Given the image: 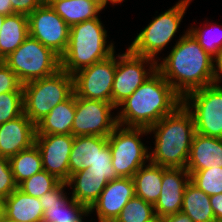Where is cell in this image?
<instances>
[{
    "label": "cell",
    "mask_w": 222,
    "mask_h": 222,
    "mask_svg": "<svg viewBox=\"0 0 222 222\" xmlns=\"http://www.w3.org/2000/svg\"><path fill=\"white\" fill-rule=\"evenodd\" d=\"M213 59L188 30L169 56L157 65V70L183 99L192 91L214 84Z\"/></svg>",
    "instance_id": "cell-1"
},
{
    "label": "cell",
    "mask_w": 222,
    "mask_h": 222,
    "mask_svg": "<svg viewBox=\"0 0 222 222\" xmlns=\"http://www.w3.org/2000/svg\"><path fill=\"white\" fill-rule=\"evenodd\" d=\"M150 64V77L119 104L124 106L116 116L121 127L125 124L148 129L182 104V98L157 70V62Z\"/></svg>",
    "instance_id": "cell-2"
},
{
    "label": "cell",
    "mask_w": 222,
    "mask_h": 222,
    "mask_svg": "<svg viewBox=\"0 0 222 222\" xmlns=\"http://www.w3.org/2000/svg\"><path fill=\"white\" fill-rule=\"evenodd\" d=\"M151 131L156 133V142L149 161L165 168H185L196 133L189 110L181 104L172 114L149 127L148 132Z\"/></svg>",
    "instance_id": "cell-3"
},
{
    "label": "cell",
    "mask_w": 222,
    "mask_h": 222,
    "mask_svg": "<svg viewBox=\"0 0 222 222\" xmlns=\"http://www.w3.org/2000/svg\"><path fill=\"white\" fill-rule=\"evenodd\" d=\"M106 34L98 17L72 25L67 49L60 57V68L73 75L110 57L114 47L106 46Z\"/></svg>",
    "instance_id": "cell-4"
},
{
    "label": "cell",
    "mask_w": 222,
    "mask_h": 222,
    "mask_svg": "<svg viewBox=\"0 0 222 222\" xmlns=\"http://www.w3.org/2000/svg\"><path fill=\"white\" fill-rule=\"evenodd\" d=\"M23 87V113L36 124L73 92V75L62 69L55 74L29 81Z\"/></svg>",
    "instance_id": "cell-5"
},
{
    "label": "cell",
    "mask_w": 222,
    "mask_h": 222,
    "mask_svg": "<svg viewBox=\"0 0 222 222\" xmlns=\"http://www.w3.org/2000/svg\"><path fill=\"white\" fill-rule=\"evenodd\" d=\"M24 84L45 78L60 70V57L30 35L2 60Z\"/></svg>",
    "instance_id": "cell-6"
},
{
    "label": "cell",
    "mask_w": 222,
    "mask_h": 222,
    "mask_svg": "<svg viewBox=\"0 0 222 222\" xmlns=\"http://www.w3.org/2000/svg\"><path fill=\"white\" fill-rule=\"evenodd\" d=\"M117 125L107 137L110 146L112 165L118 177L132 178L150 159L147 148L139 140L141 134L149 133L147 128Z\"/></svg>",
    "instance_id": "cell-7"
},
{
    "label": "cell",
    "mask_w": 222,
    "mask_h": 222,
    "mask_svg": "<svg viewBox=\"0 0 222 222\" xmlns=\"http://www.w3.org/2000/svg\"><path fill=\"white\" fill-rule=\"evenodd\" d=\"M190 0H181L156 17L140 32L128 48L132 53L154 59L174 36Z\"/></svg>",
    "instance_id": "cell-8"
},
{
    "label": "cell",
    "mask_w": 222,
    "mask_h": 222,
    "mask_svg": "<svg viewBox=\"0 0 222 222\" xmlns=\"http://www.w3.org/2000/svg\"><path fill=\"white\" fill-rule=\"evenodd\" d=\"M189 103L195 111H190ZM182 104L193 115L196 133L222 139L221 86L212 84L192 91L182 99Z\"/></svg>",
    "instance_id": "cell-9"
},
{
    "label": "cell",
    "mask_w": 222,
    "mask_h": 222,
    "mask_svg": "<svg viewBox=\"0 0 222 222\" xmlns=\"http://www.w3.org/2000/svg\"><path fill=\"white\" fill-rule=\"evenodd\" d=\"M114 53L73 74V89L77 97L112 103V86L115 77Z\"/></svg>",
    "instance_id": "cell-10"
},
{
    "label": "cell",
    "mask_w": 222,
    "mask_h": 222,
    "mask_svg": "<svg viewBox=\"0 0 222 222\" xmlns=\"http://www.w3.org/2000/svg\"><path fill=\"white\" fill-rule=\"evenodd\" d=\"M27 17L29 35L61 57L67 49L70 32L63 18L44 4Z\"/></svg>",
    "instance_id": "cell-11"
},
{
    "label": "cell",
    "mask_w": 222,
    "mask_h": 222,
    "mask_svg": "<svg viewBox=\"0 0 222 222\" xmlns=\"http://www.w3.org/2000/svg\"><path fill=\"white\" fill-rule=\"evenodd\" d=\"M114 108L112 103L76 96L72 135L108 137L118 125L116 117L110 115Z\"/></svg>",
    "instance_id": "cell-12"
},
{
    "label": "cell",
    "mask_w": 222,
    "mask_h": 222,
    "mask_svg": "<svg viewBox=\"0 0 222 222\" xmlns=\"http://www.w3.org/2000/svg\"><path fill=\"white\" fill-rule=\"evenodd\" d=\"M118 58L112 86V104L116 108L150 77L143 64L156 62L152 58L136 55L129 49L125 54L118 55Z\"/></svg>",
    "instance_id": "cell-13"
},
{
    "label": "cell",
    "mask_w": 222,
    "mask_h": 222,
    "mask_svg": "<svg viewBox=\"0 0 222 222\" xmlns=\"http://www.w3.org/2000/svg\"><path fill=\"white\" fill-rule=\"evenodd\" d=\"M73 141V135H35V144L42 156L43 169L61 182H67L70 178L69 156Z\"/></svg>",
    "instance_id": "cell-14"
},
{
    "label": "cell",
    "mask_w": 222,
    "mask_h": 222,
    "mask_svg": "<svg viewBox=\"0 0 222 222\" xmlns=\"http://www.w3.org/2000/svg\"><path fill=\"white\" fill-rule=\"evenodd\" d=\"M134 195L133 178L118 177L108 182L89 212L96 208L100 222H114Z\"/></svg>",
    "instance_id": "cell-15"
},
{
    "label": "cell",
    "mask_w": 222,
    "mask_h": 222,
    "mask_svg": "<svg viewBox=\"0 0 222 222\" xmlns=\"http://www.w3.org/2000/svg\"><path fill=\"white\" fill-rule=\"evenodd\" d=\"M184 177L186 179L182 180ZM189 182L190 173L186 168L163 167L162 190L153 205L157 219L181 212L184 191Z\"/></svg>",
    "instance_id": "cell-16"
},
{
    "label": "cell",
    "mask_w": 222,
    "mask_h": 222,
    "mask_svg": "<svg viewBox=\"0 0 222 222\" xmlns=\"http://www.w3.org/2000/svg\"><path fill=\"white\" fill-rule=\"evenodd\" d=\"M35 124L23 113L0 125V157L11 158L35 144Z\"/></svg>",
    "instance_id": "cell-17"
},
{
    "label": "cell",
    "mask_w": 222,
    "mask_h": 222,
    "mask_svg": "<svg viewBox=\"0 0 222 222\" xmlns=\"http://www.w3.org/2000/svg\"><path fill=\"white\" fill-rule=\"evenodd\" d=\"M222 167V139L195 133L186 169L198 171Z\"/></svg>",
    "instance_id": "cell-18"
},
{
    "label": "cell",
    "mask_w": 222,
    "mask_h": 222,
    "mask_svg": "<svg viewBox=\"0 0 222 222\" xmlns=\"http://www.w3.org/2000/svg\"><path fill=\"white\" fill-rule=\"evenodd\" d=\"M43 214L39 198L18 188L3 200V217L10 222H42Z\"/></svg>",
    "instance_id": "cell-19"
},
{
    "label": "cell",
    "mask_w": 222,
    "mask_h": 222,
    "mask_svg": "<svg viewBox=\"0 0 222 222\" xmlns=\"http://www.w3.org/2000/svg\"><path fill=\"white\" fill-rule=\"evenodd\" d=\"M75 109L76 95L73 92L66 100L55 106L48 115L35 124L36 135H72Z\"/></svg>",
    "instance_id": "cell-20"
},
{
    "label": "cell",
    "mask_w": 222,
    "mask_h": 222,
    "mask_svg": "<svg viewBox=\"0 0 222 222\" xmlns=\"http://www.w3.org/2000/svg\"><path fill=\"white\" fill-rule=\"evenodd\" d=\"M107 143V137L75 136L69 156V175L92 166L98 158V152Z\"/></svg>",
    "instance_id": "cell-21"
},
{
    "label": "cell",
    "mask_w": 222,
    "mask_h": 222,
    "mask_svg": "<svg viewBox=\"0 0 222 222\" xmlns=\"http://www.w3.org/2000/svg\"><path fill=\"white\" fill-rule=\"evenodd\" d=\"M74 183L72 198L89 210L99 198L108 181L104 175L90 174L84 169L70 176L67 181L68 186H72Z\"/></svg>",
    "instance_id": "cell-22"
},
{
    "label": "cell",
    "mask_w": 222,
    "mask_h": 222,
    "mask_svg": "<svg viewBox=\"0 0 222 222\" xmlns=\"http://www.w3.org/2000/svg\"><path fill=\"white\" fill-rule=\"evenodd\" d=\"M50 6L71 27L86 20L97 18V13L106 6V3L103 0H57Z\"/></svg>",
    "instance_id": "cell-23"
},
{
    "label": "cell",
    "mask_w": 222,
    "mask_h": 222,
    "mask_svg": "<svg viewBox=\"0 0 222 222\" xmlns=\"http://www.w3.org/2000/svg\"><path fill=\"white\" fill-rule=\"evenodd\" d=\"M28 36L27 15L13 14L5 16L0 31V61L14 52Z\"/></svg>",
    "instance_id": "cell-24"
},
{
    "label": "cell",
    "mask_w": 222,
    "mask_h": 222,
    "mask_svg": "<svg viewBox=\"0 0 222 222\" xmlns=\"http://www.w3.org/2000/svg\"><path fill=\"white\" fill-rule=\"evenodd\" d=\"M132 178L135 195L154 205L162 190L163 167L150 162L146 168L142 166Z\"/></svg>",
    "instance_id": "cell-25"
},
{
    "label": "cell",
    "mask_w": 222,
    "mask_h": 222,
    "mask_svg": "<svg viewBox=\"0 0 222 222\" xmlns=\"http://www.w3.org/2000/svg\"><path fill=\"white\" fill-rule=\"evenodd\" d=\"M210 203V196L190 181L184 191L181 212L188 215L193 222H216Z\"/></svg>",
    "instance_id": "cell-26"
},
{
    "label": "cell",
    "mask_w": 222,
    "mask_h": 222,
    "mask_svg": "<svg viewBox=\"0 0 222 222\" xmlns=\"http://www.w3.org/2000/svg\"><path fill=\"white\" fill-rule=\"evenodd\" d=\"M9 163L17 185L44 170L42 156L36 144L9 158Z\"/></svg>",
    "instance_id": "cell-27"
},
{
    "label": "cell",
    "mask_w": 222,
    "mask_h": 222,
    "mask_svg": "<svg viewBox=\"0 0 222 222\" xmlns=\"http://www.w3.org/2000/svg\"><path fill=\"white\" fill-rule=\"evenodd\" d=\"M42 209V222H83L82 216L89 214V210L72 197L69 203L44 205Z\"/></svg>",
    "instance_id": "cell-28"
},
{
    "label": "cell",
    "mask_w": 222,
    "mask_h": 222,
    "mask_svg": "<svg viewBox=\"0 0 222 222\" xmlns=\"http://www.w3.org/2000/svg\"><path fill=\"white\" fill-rule=\"evenodd\" d=\"M114 222H158L153 204L134 195Z\"/></svg>",
    "instance_id": "cell-29"
},
{
    "label": "cell",
    "mask_w": 222,
    "mask_h": 222,
    "mask_svg": "<svg viewBox=\"0 0 222 222\" xmlns=\"http://www.w3.org/2000/svg\"><path fill=\"white\" fill-rule=\"evenodd\" d=\"M188 172L190 181L208 196L222 194V167Z\"/></svg>",
    "instance_id": "cell-30"
},
{
    "label": "cell",
    "mask_w": 222,
    "mask_h": 222,
    "mask_svg": "<svg viewBox=\"0 0 222 222\" xmlns=\"http://www.w3.org/2000/svg\"><path fill=\"white\" fill-rule=\"evenodd\" d=\"M59 182L60 180L55 176L42 170L21 182L18 185V189L27 195L40 198L47 191L52 190Z\"/></svg>",
    "instance_id": "cell-31"
},
{
    "label": "cell",
    "mask_w": 222,
    "mask_h": 222,
    "mask_svg": "<svg viewBox=\"0 0 222 222\" xmlns=\"http://www.w3.org/2000/svg\"><path fill=\"white\" fill-rule=\"evenodd\" d=\"M23 114V91L0 94V125Z\"/></svg>",
    "instance_id": "cell-32"
},
{
    "label": "cell",
    "mask_w": 222,
    "mask_h": 222,
    "mask_svg": "<svg viewBox=\"0 0 222 222\" xmlns=\"http://www.w3.org/2000/svg\"><path fill=\"white\" fill-rule=\"evenodd\" d=\"M86 170L90 174L104 175L108 182L118 178L112 165L111 151L108 143L98 152L97 160Z\"/></svg>",
    "instance_id": "cell-33"
},
{
    "label": "cell",
    "mask_w": 222,
    "mask_h": 222,
    "mask_svg": "<svg viewBox=\"0 0 222 222\" xmlns=\"http://www.w3.org/2000/svg\"><path fill=\"white\" fill-rule=\"evenodd\" d=\"M17 188L9 158L0 157V199L4 200Z\"/></svg>",
    "instance_id": "cell-34"
},
{
    "label": "cell",
    "mask_w": 222,
    "mask_h": 222,
    "mask_svg": "<svg viewBox=\"0 0 222 222\" xmlns=\"http://www.w3.org/2000/svg\"><path fill=\"white\" fill-rule=\"evenodd\" d=\"M189 31L198 40L200 46L212 57L217 58L222 53V33L219 34L221 37L218 36V38H214V36H211L208 38L209 32L208 35L205 36V31L201 30V28H192L191 30L189 29Z\"/></svg>",
    "instance_id": "cell-35"
},
{
    "label": "cell",
    "mask_w": 222,
    "mask_h": 222,
    "mask_svg": "<svg viewBox=\"0 0 222 222\" xmlns=\"http://www.w3.org/2000/svg\"><path fill=\"white\" fill-rule=\"evenodd\" d=\"M11 91H23L22 83L11 69L0 61V94Z\"/></svg>",
    "instance_id": "cell-36"
},
{
    "label": "cell",
    "mask_w": 222,
    "mask_h": 222,
    "mask_svg": "<svg viewBox=\"0 0 222 222\" xmlns=\"http://www.w3.org/2000/svg\"><path fill=\"white\" fill-rule=\"evenodd\" d=\"M68 185L67 182H59L52 190L47 191L42 197L39 198V201L42 205H52L59 203H66L67 198L63 193V188Z\"/></svg>",
    "instance_id": "cell-37"
},
{
    "label": "cell",
    "mask_w": 222,
    "mask_h": 222,
    "mask_svg": "<svg viewBox=\"0 0 222 222\" xmlns=\"http://www.w3.org/2000/svg\"><path fill=\"white\" fill-rule=\"evenodd\" d=\"M16 14L30 15L35 9L42 5L41 0H10Z\"/></svg>",
    "instance_id": "cell-38"
},
{
    "label": "cell",
    "mask_w": 222,
    "mask_h": 222,
    "mask_svg": "<svg viewBox=\"0 0 222 222\" xmlns=\"http://www.w3.org/2000/svg\"><path fill=\"white\" fill-rule=\"evenodd\" d=\"M210 202L216 221L222 219V194L210 196Z\"/></svg>",
    "instance_id": "cell-39"
},
{
    "label": "cell",
    "mask_w": 222,
    "mask_h": 222,
    "mask_svg": "<svg viewBox=\"0 0 222 222\" xmlns=\"http://www.w3.org/2000/svg\"><path fill=\"white\" fill-rule=\"evenodd\" d=\"M158 222H193V220L183 212H178L174 215L160 218Z\"/></svg>",
    "instance_id": "cell-40"
},
{
    "label": "cell",
    "mask_w": 222,
    "mask_h": 222,
    "mask_svg": "<svg viewBox=\"0 0 222 222\" xmlns=\"http://www.w3.org/2000/svg\"><path fill=\"white\" fill-rule=\"evenodd\" d=\"M0 14L5 16L16 14L10 0H0Z\"/></svg>",
    "instance_id": "cell-41"
},
{
    "label": "cell",
    "mask_w": 222,
    "mask_h": 222,
    "mask_svg": "<svg viewBox=\"0 0 222 222\" xmlns=\"http://www.w3.org/2000/svg\"><path fill=\"white\" fill-rule=\"evenodd\" d=\"M214 61L216 62L218 68V69L215 68V75H214V84H217L220 82L219 72L222 74V53L217 58H215Z\"/></svg>",
    "instance_id": "cell-42"
},
{
    "label": "cell",
    "mask_w": 222,
    "mask_h": 222,
    "mask_svg": "<svg viewBox=\"0 0 222 222\" xmlns=\"http://www.w3.org/2000/svg\"><path fill=\"white\" fill-rule=\"evenodd\" d=\"M3 218V200L0 199V219Z\"/></svg>",
    "instance_id": "cell-43"
},
{
    "label": "cell",
    "mask_w": 222,
    "mask_h": 222,
    "mask_svg": "<svg viewBox=\"0 0 222 222\" xmlns=\"http://www.w3.org/2000/svg\"><path fill=\"white\" fill-rule=\"evenodd\" d=\"M54 1H57V0H41L42 4H44V5H50Z\"/></svg>",
    "instance_id": "cell-44"
},
{
    "label": "cell",
    "mask_w": 222,
    "mask_h": 222,
    "mask_svg": "<svg viewBox=\"0 0 222 222\" xmlns=\"http://www.w3.org/2000/svg\"><path fill=\"white\" fill-rule=\"evenodd\" d=\"M4 19H5V15L0 14V31L2 29V24H3Z\"/></svg>",
    "instance_id": "cell-45"
},
{
    "label": "cell",
    "mask_w": 222,
    "mask_h": 222,
    "mask_svg": "<svg viewBox=\"0 0 222 222\" xmlns=\"http://www.w3.org/2000/svg\"><path fill=\"white\" fill-rule=\"evenodd\" d=\"M106 4H107V2L108 1H110L112 4H115V3H119V2H121V1H123V0H103Z\"/></svg>",
    "instance_id": "cell-46"
},
{
    "label": "cell",
    "mask_w": 222,
    "mask_h": 222,
    "mask_svg": "<svg viewBox=\"0 0 222 222\" xmlns=\"http://www.w3.org/2000/svg\"><path fill=\"white\" fill-rule=\"evenodd\" d=\"M0 222H10L8 220H6L4 217L2 219H0Z\"/></svg>",
    "instance_id": "cell-47"
}]
</instances>
